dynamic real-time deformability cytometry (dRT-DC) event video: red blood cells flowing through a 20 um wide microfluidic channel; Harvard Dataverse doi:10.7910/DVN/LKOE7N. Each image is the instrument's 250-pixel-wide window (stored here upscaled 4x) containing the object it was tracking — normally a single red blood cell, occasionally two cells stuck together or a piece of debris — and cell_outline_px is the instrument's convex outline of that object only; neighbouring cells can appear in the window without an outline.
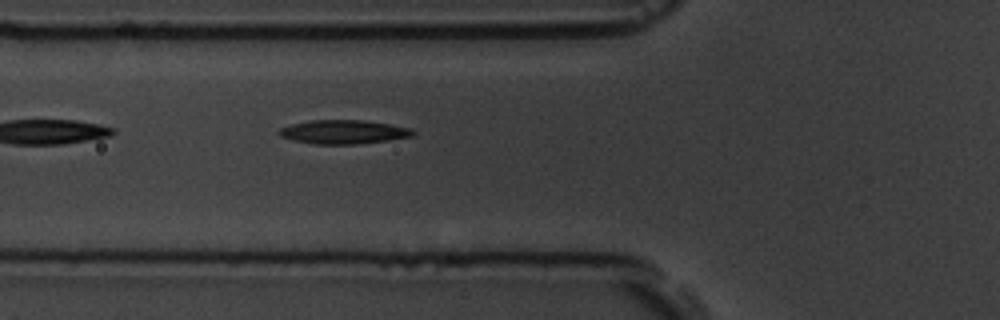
{"species": "common noctule bat (a hibernating species)", "species_latin": "Nyctalus noctula", "temperature_condition": "room temperature", "stored_images_in_passage": 6, "camera_frame_rate_fps": 3000, "um_per_image_px": 0.085, "animal": {"sex": "male", "body_mass_g": 19.5, "forearm_length_mm": 54.6}, "frame": {"image": 1, "passage_image": 6, "time_ms": 6.0, "image_size_px": [1000, 320], "cell_outline_px": [[416, 132], [412, 136], [388, 140], [356, 144], [312, 144], [292, 140], [280, 136], [276, 132], [280, 128], [292, 124], [312, 120], [364, 120], [412, 128]], "centroid_in_image_um": [29.18, 11.21], "position_along_channel_um": 96.6, "area_um2": 18.61}}